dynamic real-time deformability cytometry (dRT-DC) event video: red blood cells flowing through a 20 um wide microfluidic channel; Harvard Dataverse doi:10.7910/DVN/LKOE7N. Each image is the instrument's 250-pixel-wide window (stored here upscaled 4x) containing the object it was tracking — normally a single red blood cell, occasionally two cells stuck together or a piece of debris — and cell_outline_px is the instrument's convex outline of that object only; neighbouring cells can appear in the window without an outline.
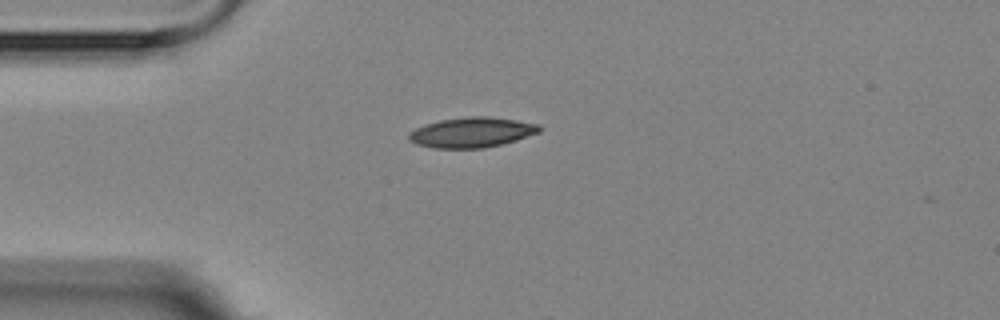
{"species": "Egyptian fruit bat (a non-hibernating species)", "species_latin": "Rousettus aegyptiacus", "temperature_condition": "room temperature", "stored_images_in_passage": 2, "camera_frame_rate_fps": 3000, "um_per_image_px": 0.085, "animal": {"sex": "female"}, "frame": {"image": 1, "passage_image": 1, "time_ms": 0.0, "image_size_px": [1000, 320], "cell_outline_px": [[540, 132], [516, 140], [484, 148], [432, 148], [416, 144], [408, 140], [408, 132], [424, 124], [440, 120], [468, 116], [488, 116], [516, 120], [540, 124]], "centroid_in_image_um": [40.07, 11.25], "position_along_channel_um": 44.9, "area_um2": 23.0}}